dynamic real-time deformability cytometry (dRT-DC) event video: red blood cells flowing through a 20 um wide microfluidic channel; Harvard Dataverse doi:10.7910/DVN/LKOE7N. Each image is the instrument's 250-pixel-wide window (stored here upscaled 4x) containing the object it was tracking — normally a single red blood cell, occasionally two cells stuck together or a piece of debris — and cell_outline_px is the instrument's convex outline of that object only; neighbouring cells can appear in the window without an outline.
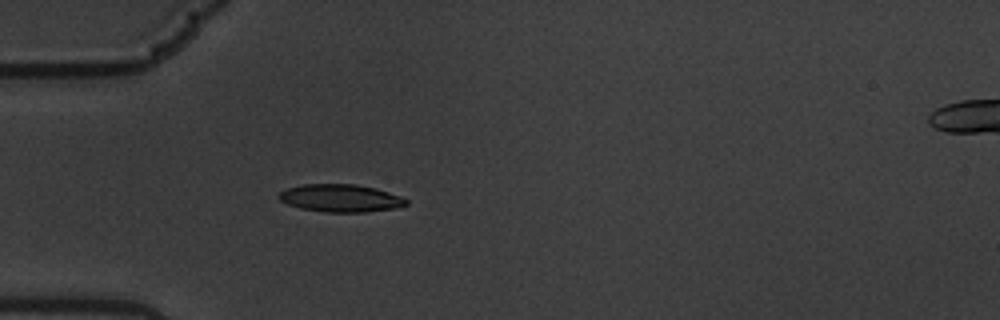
{"species": "common noctule bat (a hibernating species)", "species_latin": "Nyctalus noctula", "temperature_condition": "warm", "stored_images_in_passage": 43, "camera_frame_rate_fps": 3000, "um_per_image_px": 0.085, "animal": {"sex": "male", "body_mass_g": 19.5, "forearm_length_mm": 54.6}, "frame": {"image": 1, "passage_image": 1, "time_ms": 0.0, "image_size_px": [1000, 320], "cell_outline_px": [[408, 204], [400, 208], [364, 212], [328, 212], [300, 208], [288, 204], [280, 200], [276, 196], [280, 192], [288, 188], [304, 184], [356, 184], [376, 188], [400, 196], [408, 200]], "centroid_in_image_um": [28.98, 16.84], "position_along_channel_um": 56.0, "area_um2": 20.58}}
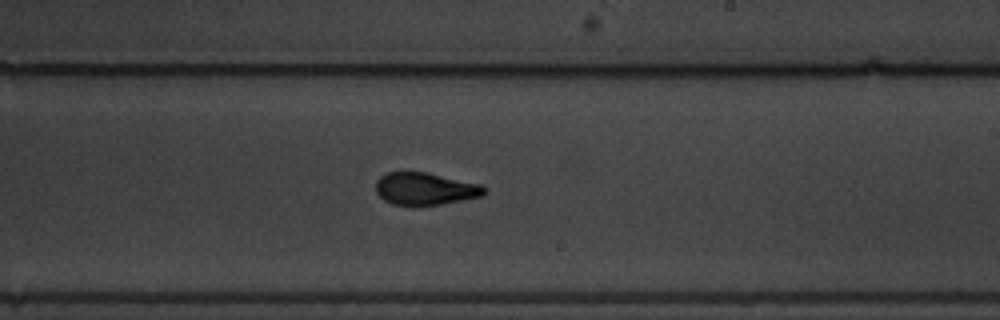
{"frame": {"image": 2, "passage_image": 19, "time_ms": 6.0, "image_size_px": [1000, 320], "cell_outline_px": [[488, 192], [484, 196], [440, 204], [392, 204], [384, 200], [376, 192], [376, 180], [380, 176], [388, 172], [428, 172], [480, 184]], "centroid_in_image_um": [36.15, 16.03], "position_along_channel_um": 252.8, "area_um2": 20.29}}
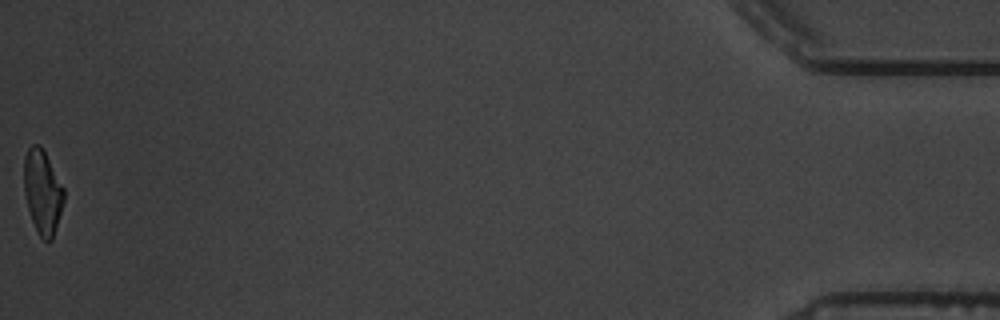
{"frame": {"image": 3, "passage_image": 43, "time_ms": 14.0, "image_size_px": [1000, 320], "cell_outline_px": [[64, 200], [52, 240], [44, 240], [40, 236], [32, 220], [28, 208], [24, 192], [24, 156], [28, 148], [32, 144], [40, 144], [64, 188]], "centroid_in_image_um": [3.61, 16.28], "position_along_channel_um": 431.6, "area_um2": 19.25}, "authors_computed_cell_mechanics": {"area_um2": 20.519, "velocity_mm_per_s": 3.4022, "shape_relaxation_time_tau1_ms": 3.4592, "shape_relaxation_time_tau2_ms": 1.1389, "deformation_change_tau1": 0.1743, "deformation_change_tau2": 0.0809}}